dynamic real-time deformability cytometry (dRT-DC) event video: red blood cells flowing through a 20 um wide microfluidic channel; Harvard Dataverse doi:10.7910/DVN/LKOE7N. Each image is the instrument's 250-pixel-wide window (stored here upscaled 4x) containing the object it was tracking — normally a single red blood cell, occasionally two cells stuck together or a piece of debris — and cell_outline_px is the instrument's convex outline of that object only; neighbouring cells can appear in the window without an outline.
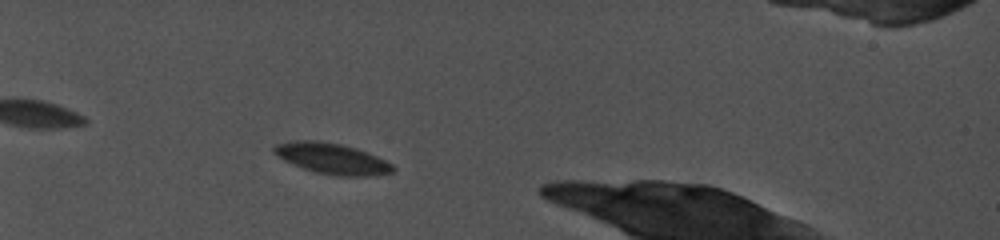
{"species": "common noctule bat (a hibernating species)", "species_latin": "Nyctalus noctula", "temperature_condition": "cold", "stored_images_in_passage": 41, "camera_frame_rate_fps": 5000, "um_per_image_px": 0.085, "animal": {"sex": "female", "body_mass_g": 19.0, "forearm_length_mm": 56.7}, "frame": {"image": 1, "passage_image": 9, "time_ms": 3.0, "image_size_px": [1000, 240], "cell_outline_px": [[396, 168], [392, 172], [376, 176], [336, 176], [316, 172], [292, 164], [276, 156], [272, 152], [272, 148], [276, 144], [300, 140], [308, 140], [340, 144], [356, 148], [376, 156], [392, 164]], "centroid_in_image_um": [28.22, 13.49], "position_along_channel_um": 56.8, "area_um2": 21.21}}
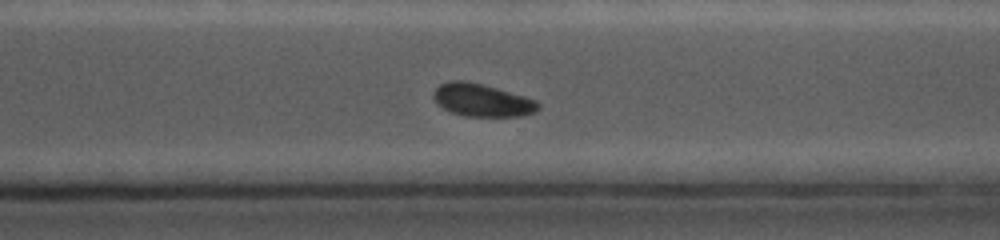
{"frame": {"image": 2, "passage_image": 33, "time_ms": 11.6, "image_size_px": [1000, 240], "cell_outline_px": [[540, 108], [536, 112], [524, 116], [464, 116], [448, 112], [436, 104], [432, 96], [436, 88], [440, 84], [448, 80], [464, 80], [496, 88], [524, 96], [536, 100], [540, 104]], "centroid_in_image_um": [40.95, 8.53], "position_along_channel_um": 329.7, "area_um2": 20.17}}
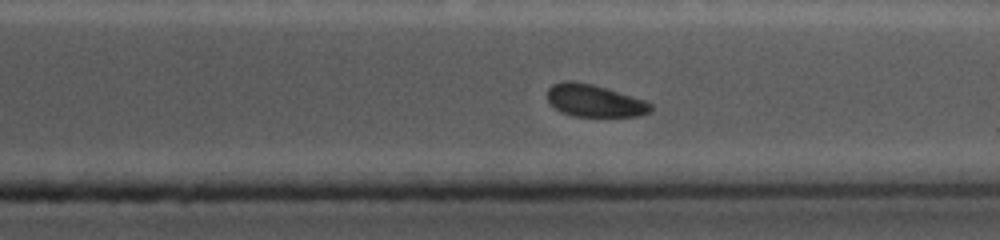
{"frame": {"image": 3, "passage_image": 35, "time_ms": 12.4, "image_size_px": [1000, 240], "cell_outline_px": [[652, 112], [640, 116], [572, 116], [556, 108], [548, 100], [548, 88], [552, 84], [564, 80], [576, 80], [592, 84], [644, 100], [652, 104]], "centroid_in_image_um": [50.54, 8.55], "position_along_channel_um": 360.9, "area_um2": 19.36}}